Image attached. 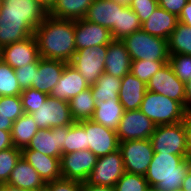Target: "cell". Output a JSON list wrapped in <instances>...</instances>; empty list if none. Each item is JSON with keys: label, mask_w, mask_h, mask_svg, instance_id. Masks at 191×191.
I'll return each instance as SVG.
<instances>
[{"label": "cell", "mask_w": 191, "mask_h": 191, "mask_svg": "<svg viewBox=\"0 0 191 191\" xmlns=\"http://www.w3.org/2000/svg\"><path fill=\"white\" fill-rule=\"evenodd\" d=\"M48 11L38 0L0 2V50L34 35Z\"/></svg>", "instance_id": "cell-1"}, {"label": "cell", "mask_w": 191, "mask_h": 191, "mask_svg": "<svg viewBox=\"0 0 191 191\" xmlns=\"http://www.w3.org/2000/svg\"><path fill=\"white\" fill-rule=\"evenodd\" d=\"M34 36L41 58L70 63L76 53L74 20L48 14L35 29Z\"/></svg>", "instance_id": "cell-2"}, {"label": "cell", "mask_w": 191, "mask_h": 191, "mask_svg": "<svg viewBox=\"0 0 191 191\" xmlns=\"http://www.w3.org/2000/svg\"><path fill=\"white\" fill-rule=\"evenodd\" d=\"M190 166L188 155L154 152L145 179L149 187L161 191H180Z\"/></svg>", "instance_id": "cell-3"}, {"label": "cell", "mask_w": 191, "mask_h": 191, "mask_svg": "<svg viewBox=\"0 0 191 191\" xmlns=\"http://www.w3.org/2000/svg\"><path fill=\"white\" fill-rule=\"evenodd\" d=\"M127 49L131 61L147 60L168 62L167 40L152 36L140 29L121 40Z\"/></svg>", "instance_id": "cell-4"}, {"label": "cell", "mask_w": 191, "mask_h": 191, "mask_svg": "<svg viewBox=\"0 0 191 191\" xmlns=\"http://www.w3.org/2000/svg\"><path fill=\"white\" fill-rule=\"evenodd\" d=\"M139 109L156 126L182 122L186 115L184 107L178 101L149 90H146Z\"/></svg>", "instance_id": "cell-5"}, {"label": "cell", "mask_w": 191, "mask_h": 191, "mask_svg": "<svg viewBox=\"0 0 191 191\" xmlns=\"http://www.w3.org/2000/svg\"><path fill=\"white\" fill-rule=\"evenodd\" d=\"M154 152L188 155L186 131L182 122L158 125L150 137Z\"/></svg>", "instance_id": "cell-6"}, {"label": "cell", "mask_w": 191, "mask_h": 191, "mask_svg": "<svg viewBox=\"0 0 191 191\" xmlns=\"http://www.w3.org/2000/svg\"><path fill=\"white\" fill-rule=\"evenodd\" d=\"M107 50L108 46L105 45L76 50L69 64L77 69L89 86L94 85L104 73Z\"/></svg>", "instance_id": "cell-7"}, {"label": "cell", "mask_w": 191, "mask_h": 191, "mask_svg": "<svg viewBox=\"0 0 191 191\" xmlns=\"http://www.w3.org/2000/svg\"><path fill=\"white\" fill-rule=\"evenodd\" d=\"M125 172L145 176L154 155L150 139L128 140L119 143Z\"/></svg>", "instance_id": "cell-8"}, {"label": "cell", "mask_w": 191, "mask_h": 191, "mask_svg": "<svg viewBox=\"0 0 191 191\" xmlns=\"http://www.w3.org/2000/svg\"><path fill=\"white\" fill-rule=\"evenodd\" d=\"M125 172L120 150L98 157L85 183L88 185L114 187Z\"/></svg>", "instance_id": "cell-9"}, {"label": "cell", "mask_w": 191, "mask_h": 191, "mask_svg": "<svg viewBox=\"0 0 191 191\" xmlns=\"http://www.w3.org/2000/svg\"><path fill=\"white\" fill-rule=\"evenodd\" d=\"M31 115L39 129L68 126L75 122L70 112L69 102L50 96Z\"/></svg>", "instance_id": "cell-10"}, {"label": "cell", "mask_w": 191, "mask_h": 191, "mask_svg": "<svg viewBox=\"0 0 191 191\" xmlns=\"http://www.w3.org/2000/svg\"><path fill=\"white\" fill-rule=\"evenodd\" d=\"M85 128L87 149L97 157L105 156L119 149V139L115 130L104 127L93 120H82Z\"/></svg>", "instance_id": "cell-11"}, {"label": "cell", "mask_w": 191, "mask_h": 191, "mask_svg": "<svg viewBox=\"0 0 191 191\" xmlns=\"http://www.w3.org/2000/svg\"><path fill=\"white\" fill-rule=\"evenodd\" d=\"M156 125L140 109L124 111L116 130L119 142L150 139Z\"/></svg>", "instance_id": "cell-12"}, {"label": "cell", "mask_w": 191, "mask_h": 191, "mask_svg": "<svg viewBox=\"0 0 191 191\" xmlns=\"http://www.w3.org/2000/svg\"><path fill=\"white\" fill-rule=\"evenodd\" d=\"M147 90L178 101L185 108L186 86L166 63L147 83Z\"/></svg>", "instance_id": "cell-13"}, {"label": "cell", "mask_w": 191, "mask_h": 191, "mask_svg": "<svg viewBox=\"0 0 191 191\" xmlns=\"http://www.w3.org/2000/svg\"><path fill=\"white\" fill-rule=\"evenodd\" d=\"M97 160L98 157L88 149L62 154L60 158L62 178L84 183Z\"/></svg>", "instance_id": "cell-14"}, {"label": "cell", "mask_w": 191, "mask_h": 191, "mask_svg": "<svg viewBox=\"0 0 191 191\" xmlns=\"http://www.w3.org/2000/svg\"><path fill=\"white\" fill-rule=\"evenodd\" d=\"M123 7L113 0H93L84 19L109 29L113 39L119 40V18Z\"/></svg>", "instance_id": "cell-15"}, {"label": "cell", "mask_w": 191, "mask_h": 191, "mask_svg": "<svg viewBox=\"0 0 191 191\" xmlns=\"http://www.w3.org/2000/svg\"><path fill=\"white\" fill-rule=\"evenodd\" d=\"M39 58L38 44L34 35L4 46L0 50V59L13 69L35 63Z\"/></svg>", "instance_id": "cell-16"}, {"label": "cell", "mask_w": 191, "mask_h": 191, "mask_svg": "<svg viewBox=\"0 0 191 191\" xmlns=\"http://www.w3.org/2000/svg\"><path fill=\"white\" fill-rule=\"evenodd\" d=\"M69 128L70 125L39 129L27 148L60 159L64 154V140Z\"/></svg>", "instance_id": "cell-17"}, {"label": "cell", "mask_w": 191, "mask_h": 191, "mask_svg": "<svg viewBox=\"0 0 191 191\" xmlns=\"http://www.w3.org/2000/svg\"><path fill=\"white\" fill-rule=\"evenodd\" d=\"M74 32L76 50L94 48L97 45L108 46L113 40L109 29L84 18L74 20Z\"/></svg>", "instance_id": "cell-18"}, {"label": "cell", "mask_w": 191, "mask_h": 191, "mask_svg": "<svg viewBox=\"0 0 191 191\" xmlns=\"http://www.w3.org/2000/svg\"><path fill=\"white\" fill-rule=\"evenodd\" d=\"M89 87L77 69L67 63L58 84L52 89L49 96L69 102L71 98Z\"/></svg>", "instance_id": "cell-19"}, {"label": "cell", "mask_w": 191, "mask_h": 191, "mask_svg": "<svg viewBox=\"0 0 191 191\" xmlns=\"http://www.w3.org/2000/svg\"><path fill=\"white\" fill-rule=\"evenodd\" d=\"M22 157L38 172L45 182H52L62 178L60 159L47 156L37 150L23 148Z\"/></svg>", "instance_id": "cell-20"}, {"label": "cell", "mask_w": 191, "mask_h": 191, "mask_svg": "<svg viewBox=\"0 0 191 191\" xmlns=\"http://www.w3.org/2000/svg\"><path fill=\"white\" fill-rule=\"evenodd\" d=\"M66 64L63 61L40 57L32 88L49 95L52 89L58 84Z\"/></svg>", "instance_id": "cell-21"}, {"label": "cell", "mask_w": 191, "mask_h": 191, "mask_svg": "<svg viewBox=\"0 0 191 191\" xmlns=\"http://www.w3.org/2000/svg\"><path fill=\"white\" fill-rule=\"evenodd\" d=\"M130 68L131 58L124 43L113 39L108 45L104 72L122 79L130 72Z\"/></svg>", "instance_id": "cell-22"}, {"label": "cell", "mask_w": 191, "mask_h": 191, "mask_svg": "<svg viewBox=\"0 0 191 191\" xmlns=\"http://www.w3.org/2000/svg\"><path fill=\"white\" fill-rule=\"evenodd\" d=\"M7 184L27 191H44L45 188L38 172L23 157L14 166Z\"/></svg>", "instance_id": "cell-23"}, {"label": "cell", "mask_w": 191, "mask_h": 191, "mask_svg": "<svg viewBox=\"0 0 191 191\" xmlns=\"http://www.w3.org/2000/svg\"><path fill=\"white\" fill-rule=\"evenodd\" d=\"M147 85L134 76L127 73L121 80L119 90V102L123 105L124 111L138 110L143 101Z\"/></svg>", "instance_id": "cell-24"}, {"label": "cell", "mask_w": 191, "mask_h": 191, "mask_svg": "<svg viewBox=\"0 0 191 191\" xmlns=\"http://www.w3.org/2000/svg\"><path fill=\"white\" fill-rule=\"evenodd\" d=\"M178 23L176 15L158 6L148 20L142 23L141 29L152 36L168 40Z\"/></svg>", "instance_id": "cell-25"}, {"label": "cell", "mask_w": 191, "mask_h": 191, "mask_svg": "<svg viewBox=\"0 0 191 191\" xmlns=\"http://www.w3.org/2000/svg\"><path fill=\"white\" fill-rule=\"evenodd\" d=\"M123 113L124 108L119 100L97 102L91 120L116 131L123 117Z\"/></svg>", "instance_id": "cell-26"}, {"label": "cell", "mask_w": 191, "mask_h": 191, "mask_svg": "<svg viewBox=\"0 0 191 191\" xmlns=\"http://www.w3.org/2000/svg\"><path fill=\"white\" fill-rule=\"evenodd\" d=\"M39 128L31 114L24 113L18 117L11 129L12 143L15 148H26Z\"/></svg>", "instance_id": "cell-27"}, {"label": "cell", "mask_w": 191, "mask_h": 191, "mask_svg": "<svg viewBox=\"0 0 191 191\" xmlns=\"http://www.w3.org/2000/svg\"><path fill=\"white\" fill-rule=\"evenodd\" d=\"M92 3L93 0H57L48 14L59 19H83Z\"/></svg>", "instance_id": "cell-28"}, {"label": "cell", "mask_w": 191, "mask_h": 191, "mask_svg": "<svg viewBox=\"0 0 191 191\" xmlns=\"http://www.w3.org/2000/svg\"><path fill=\"white\" fill-rule=\"evenodd\" d=\"M121 80L113 75L103 73L95 82L91 85L92 96L95 102H105L109 100H119V90L121 87Z\"/></svg>", "instance_id": "cell-29"}, {"label": "cell", "mask_w": 191, "mask_h": 191, "mask_svg": "<svg viewBox=\"0 0 191 191\" xmlns=\"http://www.w3.org/2000/svg\"><path fill=\"white\" fill-rule=\"evenodd\" d=\"M70 112L75 122L92 119L96 102L91 87L80 92L69 101Z\"/></svg>", "instance_id": "cell-30"}, {"label": "cell", "mask_w": 191, "mask_h": 191, "mask_svg": "<svg viewBox=\"0 0 191 191\" xmlns=\"http://www.w3.org/2000/svg\"><path fill=\"white\" fill-rule=\"evenodd\" d=\"M167 44L169 55H191V27L178 23Z\"/></svg>", "instance_id": "cell-31"}, {"label": "cell", "mask_w": 191, "mask_h": 191, "mask_svg": "<svg viewBox=\"0 0 191 191\" xmlns=\"http://www.w3.org/2000/svg\"><path fill=\"white\" fill-rule=\"evenodd\" d=\"M21 93L14 69L0 59V96H20Z\"/></svg>", "instance_id": "cell-32"}, {"label": "cell", "mask_w": 191, "mask_h": 191, "mask_svg": "<svg viewBox=\"0 0 191 191\" xmlns=\"http://www.w3.org/2000/svg\"><path fill=\"white\" fill-rule=\"evenodd\" d=\"M85 149H87L85 128L79 122H74L65 136L64 154Z\"/></svg>", "instance_id": "cell-33"}, {"label": "cell", "mask_w": 191, "mask_h": 191, "mask_svg": "<svg viewBox=\"0 0 191 191\" xmlns=\"http://www.w3.org/2000/svg\"><path fill=\"white\" fill-rule=\"evenodd\" d=\"M21 157V149L15 147L0 151V186L7 184L14 166Z\"/></svg>", "instance_id": "cell-34"}, {"label": "cell", "mask_w": 191, "mask_h": 191, "mask_svg": "<svg viewBox=\"0 0 191 191\" xmlns=\"http://www.w3.org/2000/svg\"><path fill=\"white\" fill-rule=\"evenodd\" d=\"M168 62L135 60L131 61L130 72L146 85L151 77Z\"/></svg>", "instance_id": "cell-35"}, {"label": "cell", "mask_w": 191, "mask_h": 191, "mask_svg": "<svg viewBox=\"0 0 191 191\" xmlns=\"http://www.w3.org/2000/svg\"><path fill=\"white\" fill-rule=\"evenodd\" d=\"M142 23L131 9L130 6H124L120 12L119 18V40L141 29Z\"/></svg>", "instance_id": "cell-36"}, {"label": "cell", "mask_w": 191, "mask_h": 191, "mask_svg": "<svg viewBox=\"0 0 191 191\" xmlns=\"http://www.w3.org/2000/svg\"><path fill=\"white\" fill-rule=\"evenodd\" d=\"M113 188L114 191H147L149 184L145 176L124 172Z\"/></svg>", "instance_id": "cell-37"}, {"label": "cell", "mask_w": 191, "mask_h": 191, "mask_svg": "<svg viewBox=\"0 0 191 191\" xmlns=\"http://www.w3.org/2000/svg\"><path fill=\"white\" fill-rule=\"evenodd\" d=\"M168 63L179 80L186 84L191 79V55H169Z\"/></svg>", "instance_id": "cell-38"}, {"label": "cell", "mask_w": 191, "mask_h": 191, "mask_svg": "<svg viewBox=\"0 0 191 191\" xmlns=\"http://www.w3.org/2000/svg\"><path fill=\"white\" fill-rule=\"evenodd\" d=\"M49 95L34 88L22 90L20 95L24 113L31 114L43 105Z\"/></svg>", "instance_id": "cell-39"}, {"label": "cell", "mask_w": 191, "mask_h": 191, "mask_svg": "<svg viewBox=\"0 0 191 191\" xmlns=\"http://www.w3.org/2000/svg\"><path fill=\"white\" fill-rule=\"evenodd\" d=\"M0 113L15 122L24 114L20 96H0Z\"/></svg>", "instance_id": "cell-40"}, {"label": "cell", "mask_w": 191, "mask_h": 191, "mask_svg": "<svg viewBox=\"0 0 191 191\" xmlns=\"http://www.w3.org/2000/svg\"><path fill=\"white\" fill-rule=\"evenodd\" d=\"M37 69L38 60L35 63H29L23 67L14 69L21 90L32 87Z\"/></svg>", "instance_id": "cell-41"}, {"label": "cell", "mask_w": 191, "mask_h": 191, "mask_svg": "<svg viewBox=\"0 0 191 191\" xmlns=\"http://www.w3.org/2000/svg\"><path fill=\"white\" fill-rule=\"evenodd\" d=\"M158 6V0H132L130 4L141 23L148 20Z\"/></svg>", "instance_id": "cell-42"}, {"label": "cell", "mask_w": 191, "mask_h": 191, "mask_svg": "<svg viewBox=\"0 0 191 191\" xmlns=\"http://www.w3.org/2000/svg\"><path fill=\"white\" fill-rule=\"evenodd\" d=\"M82 183L75 180L58 179L45 183L44 191H81Z\"/></svg>", "instance_id": "cell-43"}, {"label": "cell", "mask_w": 191, "mask_h": 191, "mask_svg": "<svg viewBox=\"0 0 191 191\" xmlns=\"http://www.w3.org/2000/svg\"><path fill=\"white\" fill-rule=\"evenodd\" d=\"M188 1L189 0H158V5L159 7L179 17L182 9Z\"/></svg>", "instance_id": "cell-44"}, {"label": "cell", "mask_w": 191, "mask_h": 191, "mask_svg": "<svg viewBox=\"0 0 191 191\" xmlns=\"http://www.w3.org/2000/svg\"><path fill=\"white\" fill-rule=\"evenodd\" d=\"M183 124L186 131L187 154L188 158L191 159V113H186Z\"/></svg>", "instance_id": "cell-45"}, {"label": "cell", "mask_w": 191, "mask_h": 191, "mask_svg": "<svg viewBox=\"0 0 191 191\" xmlns=\"http://www.w3.org/2000/svg\"><path fill=\"white\" fill-rule=\"evenodd\" d=\"M179 23L191 27V1L185 5L178 17Z\"/></svg>", "instance_id": "cell-46"}, {"label": "cell", "mask_w": 191, "mask_h": 191, "mask_svg": "<svg viewBox=\"0 0 191 191\" xmlns=\"http://www.w3.org/2000/svg\"><path fill=\"white\" fill-rule=\"evenodd\" d=\"M11 147H14L11 131L0 130V151Z\"/></svg>", "instance_id": "cell-47"}, {"label": "cell", "mask_w": 191, "mask_h": 191, "mask_svg": "<svg viewBox=\"0 0 191 191\" xmlns=\"http://www.w3.org/2000/svg\"><path fill=\"white\" fill-rule=\"evenodd\" d=\"M81 191H114V188L109 186L88 185L84 182L82 183Z\"/></svg>", "instance_id": "cell-48"}, {"label": "cell", "mask_w": 191, "mask_h": 191, "mask_svg": "<svg viewBox=\"0 0 191 191\" xmlns=\"http://www.w3.org/2000/svg\"><path fill=\"white\" fill-rule=\"evenodd\" d=\"M186 97H185V111L191 113V79L185 84Z\"/></svg>", "instance_id": "cell-49"}, {"label": "cell", "mask_w": 191, "mask_h": 191, "mask_svg": "<svg viewBox=\"0 0 191 191\" xmlns=\"http://www.w3.org/2000/svg\"><path fill=\"white\" fill-rule=\"evenodd\" d=\"M13 121L0 113V130L11 131Z\"/></svg>", "instance_id": "cell-50"}, {"label": "cell", "mask_w": 191, "mask_h": 191, "mask_svg": "<svg viewBox=\"0 0 191 191\" xmlns=\"http://www.w3.org/2000/svg\"><path fill=\"white\" fill-rule=\"evenodd\" d=\"M180 191H191V166L183 179V184Z\"/></svg>", "instance_id": "cell-51"}, {"label": "cell", "mask_w": 191, "mask_h": 191, "mask_svg": "<svg viewBox=\"0 0 191 191\" xmlns=\"http://www.w3.org/2000/svg\"><path fill=\"white\" fill-rule=\"evenodd\" d=\"M38 1L44 6V8L47 11H49L54 6L57 0H38Z\"/></svg>", "instance_id": "cell-52"}, {"label": "cell", "mask_w": 191, "mask_h": 191, "mask_svg": "<svg viewBox=\"0 0 191 191\" xmlns=\"http://www.w3.org/2000/svg\"><path fill=\"white\" fill-rule=\"evenodd\" d=\"M0 191H27V190L14 187L9 184H4L0 186Z\"/></svg>", "instance_id": "cell-53"}, {"label": "cell", "mask_w": 191, "mask_h": 191, "mask_svg": "<svg viewBox=\"0 0 191 191\" xmlns=\"http://www.w3.org/2000/svg\"><path fill=\"white\" fill-rule=\"evenodd\" d=\"M121 5L130 6L132 0H113Z\"/></svg>", "instance_id": "cell-54"}, {"label": "cell", "mask_w": 191, "mask_h": 191, "mask_svg": "<svg viewBox=\"0 0 191 191\" xmlns=\"http://www.w3.org/2000/svg\"><path fill=\"white\" fill-rule=\"evenodd\" d=\"M147 191H161V190H158L155 187H149Z\"/></svg>", "instance_id": "cell-55"}]
</instances>
